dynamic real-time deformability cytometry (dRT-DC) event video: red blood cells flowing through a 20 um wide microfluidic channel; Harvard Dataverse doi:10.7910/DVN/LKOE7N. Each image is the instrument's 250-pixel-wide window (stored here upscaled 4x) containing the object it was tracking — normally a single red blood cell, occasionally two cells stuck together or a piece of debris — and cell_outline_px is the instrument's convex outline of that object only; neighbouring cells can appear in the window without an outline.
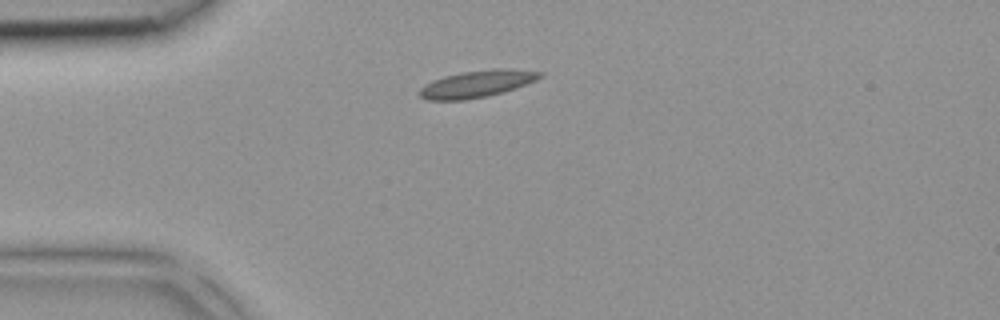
{"species": "common noctule bat (a hibernating species)", "species_latin": "Nyctalus noctula", "temperature_condition": "room temperature", "stored_images_in_passage": 4, "camera_frame_rate_fps": 3000, "um_per_image_px": 0.085, "animal": {"sex": "female", "body_mass_g": 18.4}, "frame": {"image": 1, "passage_image": 4, "time_ms": 1.0, "image_size_px": [1000, 320], "cell_outline_px": [[544, 76], [536, 80], [488, 96], [464, 100], [428, 100], [420, 96], [420, 88], [444, 76], [464, 72], [500, 68], [512, 68], [544, 72]], "centroid_in_image_um": [40.59, 7.12], "position_along_channel_um": 44.4, "area_um2": 18.5}}